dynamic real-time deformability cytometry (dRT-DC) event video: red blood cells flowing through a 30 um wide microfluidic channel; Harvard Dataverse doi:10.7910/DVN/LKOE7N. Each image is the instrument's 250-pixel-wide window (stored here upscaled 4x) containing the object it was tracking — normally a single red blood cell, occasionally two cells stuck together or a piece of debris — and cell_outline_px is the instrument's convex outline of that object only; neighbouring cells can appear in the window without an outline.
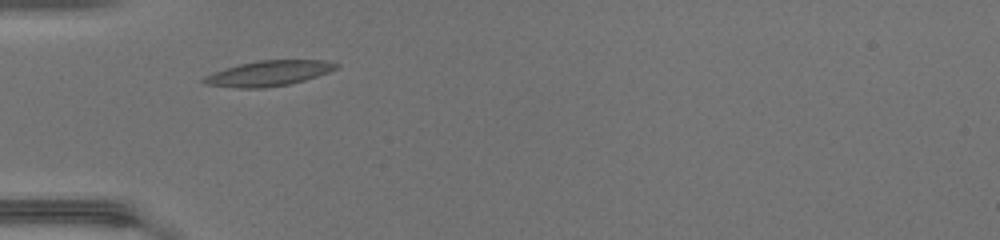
{"species": "common noctule bat (a hibernating species)", "species_latin": "Nyctalus noctula", "temperature_condition": "warm", "stored_images_in_passage": 33, "camera_frame_rate_fps": 3000, "um_per_image_px": 0.085, "animal": {"sex": "female", "body_mass_g": 17.0, "forearm_length_mm": 48.0}, "frame": {"image": 1, "passage_image": 1, "time_ms": 0.0, "image_size_px": [1000, 240], "cell_outline_px": [[340, 64], [336, 68], [328, 72], [304, 80], [288, 84], [264, 88], [240, 88], [204, 84], [200, 80], [216, 72], [240, 64], [260, 60], [320, 60]], "centroid_in_image_um": [22.85, 6.24], "position_along_channel_um": 62.2, "area_um2": 19.02}}
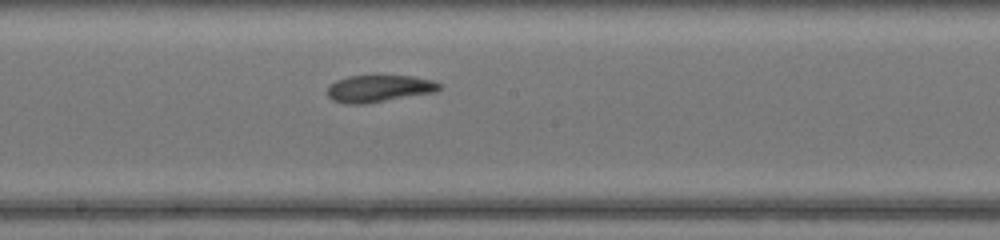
{"frame": {"image": 2, "passage_image": 12, "time_ms": 3.667, "image_size_px": [1000, 240], "cell_outline_px": [[440, 88], [432, 92], [364, 104], [348, 104], [332, 100], [328, 96], [328, 84], [336, 80], [348, 76], [412, 76], [432, 80], [440, 84]], "centroid_in_image_um": [32.14, 7.52], "position_along_channel_um": 216.1, "area_um2": 17.34}}
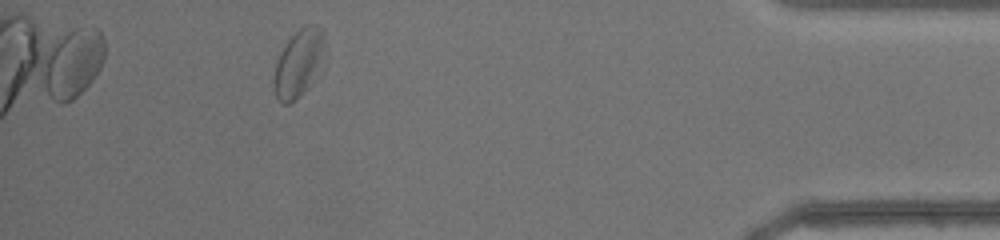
{"frame": {"image": 3, "passage_image": 29, "time_ms": 9.333, "image_size_px": [1000, 240], "cell_outline_px": [[324, 36], [308, 88], [300, 96], [288, 104], [284, 104], [276, 96], [272, 80], [276, 64], [288, 40], [300, 28], [308, 24], [316, 24], [324, 32]], "centroid_in_image_um": [25.28, 5.38], "position_along_channel_um": 409.9, "area_um2": 18.44}, "authors_computed_cell_mechanics": {"area_um2": 17.5712, "velocity_mm_per_s": 4.3086, "shape_relaxation_time_tau1_ms": null, "shape_relaxation_time_tau2_ms": 3.7192, "deformation_change_tau1": null, "deformation_change_tau2": 0.1175}}